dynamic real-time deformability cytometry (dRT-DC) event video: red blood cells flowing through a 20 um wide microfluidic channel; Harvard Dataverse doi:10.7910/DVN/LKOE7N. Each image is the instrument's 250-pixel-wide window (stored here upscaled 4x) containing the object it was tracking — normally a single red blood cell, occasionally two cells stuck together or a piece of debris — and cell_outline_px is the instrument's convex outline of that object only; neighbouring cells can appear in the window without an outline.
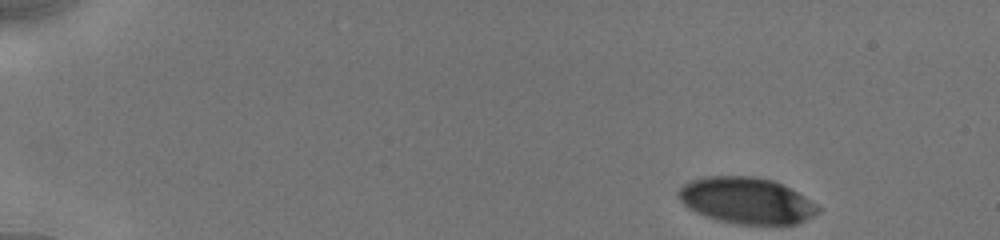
{"species": "human", "species_latin": "Homo sapiens", "temperature_condition": "cold", "stored_images_in_passage": 8, "camera_frame_rate_fps": 3000, "um_per_image_px": 0.085, "donor": {"sex": "male"}, "frame": {"image": 1, "passage_image": 1, "time_ms": 0.0, "image_size_px": [1000, 240], "cell_outline_px": [[820, 212], [796, 224], [740, 224], [720, 220], [708, 216], [688, 208], [680, 200], [676, 192], [684, 184], [692, 180], [704, 176], [752, 176], [772, 180], [804, 196], [816, 204], [820, 208]], "centroid_in_image_um": [63.44, 17.04], "position_along_channel_um": 21.6, "area_um2": 37.17}}
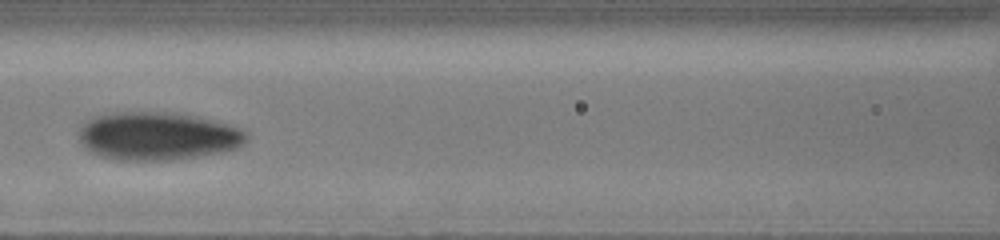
{"frame": {"image": 2, "passage_image": 7, "time_ms": 6.667, "image_size_px": [1000, 240], "cell_outline_px": [[248, 136], [244, 144], [240, 148], [224, 152], [172, 160], [112, 160], [100, 156], [84, 148], [80, 140], [80, 128], [88, 120], [96, 116], [116, 112], [164, 112], [196, 116], [228, 124], [248, 132]], "centroid_in_image_um": [13.43, 11.58], "position_along_channel_um": 153.2, "area_um2": 47.11}}
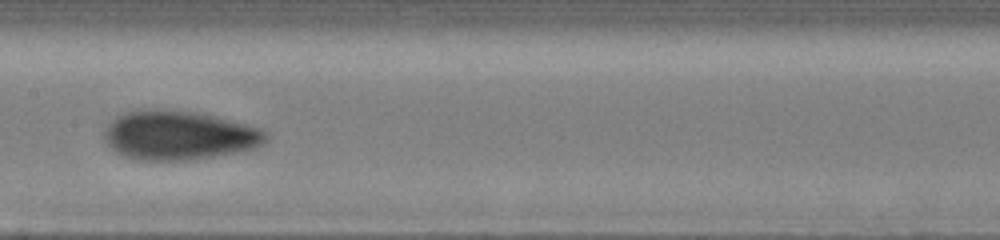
{"frame": {"image": 3, "passage_image": 8, "time_ms": 7.667, "image_size_px": [1000, 240], "cell_outline_px": [[268, 140], [256, 148], [236, 152], [192, 160], [140, 160], [116, 152], [108, 144], [104, 136], [104, 132], [108, 124], [116, 116], [136, 108], [160, 108], [200, 112], [216, 116], [260, 128], [268, 132]], "centroid_in_image_um": [15.22, 11.47], "position_along_channel_um": 192.2, "area_um2": 46.7}}